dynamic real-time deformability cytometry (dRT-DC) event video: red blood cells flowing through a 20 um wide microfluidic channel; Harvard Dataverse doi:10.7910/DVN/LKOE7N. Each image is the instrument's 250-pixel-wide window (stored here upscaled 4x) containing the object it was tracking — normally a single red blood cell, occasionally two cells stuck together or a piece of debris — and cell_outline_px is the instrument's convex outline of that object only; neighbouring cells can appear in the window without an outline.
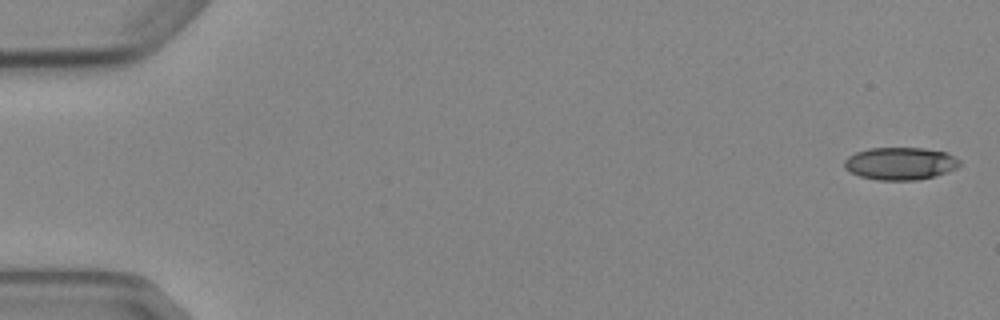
{"species": "Egyptian fruit bat (a non-hibernating species)", "species_latin": "Rousettus aegyptiacus", "temperature_condition": "cold", "stored_images_in_passage": 5, "camera_frame_rate_fps": 3000, "um_per_image_px": 0.085, "animal": {"sex": "female"}, "frame": {"image": 1, "passage_image": 1, "time_ms": 0.0, "image_size_px": [1000, 320], "cell_outline_px": [[960, 164], [956, 168], [936, 176], [916, 180], [880, 180], [860, 176], [844, 168], [844, 160], [848, 156], [856, 152], [868, 148], [924, 148], [948, 152], [960, 160]], "centroid_in_image_um": [76.54, 13.89], "position_along_channel_um": 8.5, "area_um2": 21.91}}
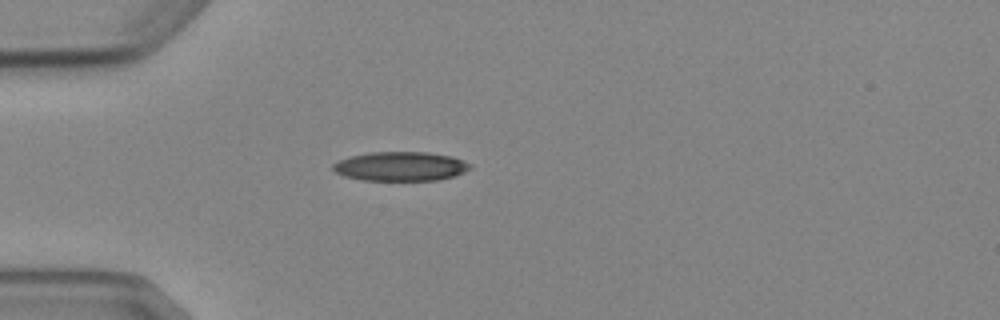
{"frame": {"image": 2, "passage_image": 5, "time_ms": 4.667, "image_size_px": [1000, 320], "cell_outline_px": [[472, 168], [464, 172], [452, 176], [436, 180], [360, 180], [344, 176], [336, 172], [332, 168], [332, 164], [340, 160], [352, 156], [372, 152], [428, 152], [452, 156], [472, 164]], "centroid_in_image_um": [34.06, 14.14], "position_along_channel_um": 50.9, "area_um2": 23.24}}